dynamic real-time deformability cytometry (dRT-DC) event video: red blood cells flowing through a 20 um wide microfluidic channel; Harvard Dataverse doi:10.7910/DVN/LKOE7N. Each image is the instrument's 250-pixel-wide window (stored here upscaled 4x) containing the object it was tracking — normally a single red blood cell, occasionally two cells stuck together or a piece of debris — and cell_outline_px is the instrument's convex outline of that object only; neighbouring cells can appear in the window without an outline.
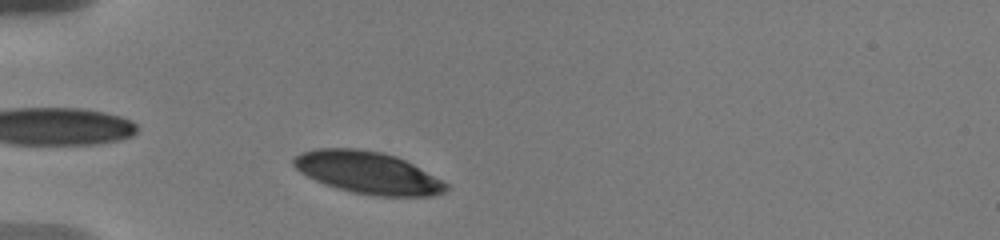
{"species": "human", "species_latin": "Homo sapiens", "temperature_condition": "warm", "stored_images_in_passage": 9, "camera_frame_rate_fps": 3000, "um_per_image_px": 0.085, "donor": {"sex": "male"}, "frame": {"image": 1, "passage_image": 4, "time_ms": 1.0, "image_size_px": [1000, 240], "cell_outline_px": [[448, 188], [444, 192], [432, 196], [376, 196], [352, 192], [336, 188], [324, 184], [300, 172], [292, 164], [292, 160], [300, 152], [316, 148], [356, 148], [380, 152], [396, 156], [444, 180], [448, 184]], "centroid_in_image_um": [31.26, 14.67], "position_along_channel_um": 53.7, "area_um2": 37.45}}
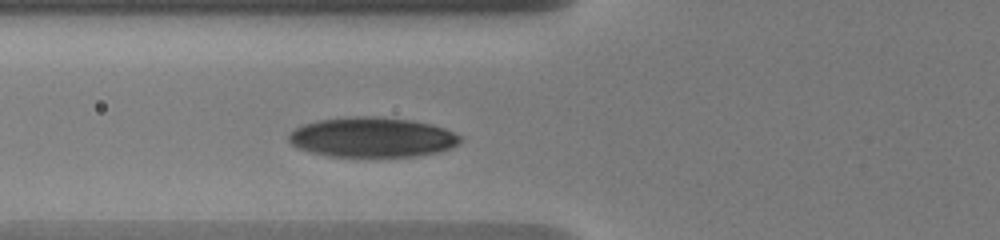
{"frame": {"image": 2, "passage_image": 9, "time_ms": 2.667, "image_size_px": [1000, 240], "cell_outline_px": [[464, 136], [456, 144], [440, 152], [416, 156], [328, 156], [296, 148], [288, 140], [288, 132], [304, 124], [316, 120], [348, 116], [380, 116], [412, 120], [432, 124], [444, 128]], "centroid_in_image_um": [31.62, 11.65], "position_along_channel_um": 94.2, "area_um2": 40.17}}